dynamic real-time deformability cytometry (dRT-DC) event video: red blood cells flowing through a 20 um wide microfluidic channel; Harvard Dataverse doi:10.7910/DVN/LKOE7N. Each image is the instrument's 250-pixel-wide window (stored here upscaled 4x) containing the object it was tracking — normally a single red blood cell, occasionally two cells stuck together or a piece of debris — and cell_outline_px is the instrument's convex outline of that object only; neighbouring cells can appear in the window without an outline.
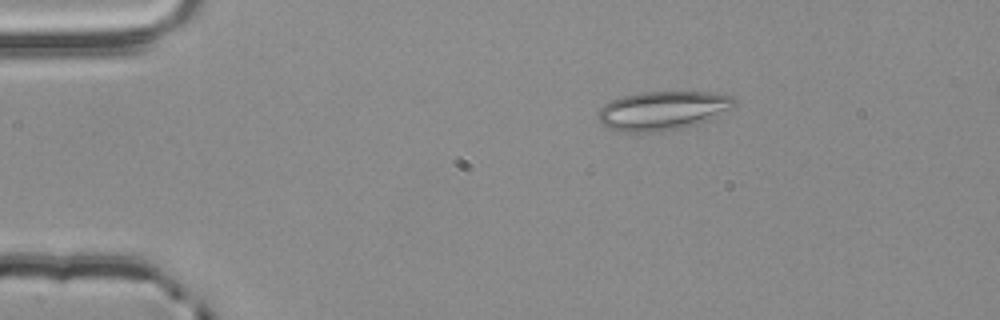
{"species": "common noctule bat (a hibernating species)", "species_latin": "Nyctalus noctula", "temperature_condition": "room temperature", "stored_images_in_passage": 5, "camera_frame_rate_fps": 3000, "um_per_image_px": 0.085, "animal": {"sex": "male", "body_mass_g": 20.4}, "frame": {"image": 1, "passage_image": 5, "time_ms": 1.333, "image_size_px": [1000, 320], "cell_outline_px": [[736, 104], [732, 108], [712, 120], [684, 128], [652, 132], [632, 132], [608, 128], [600, 124], [600, 108], [604, 104], [620, 96], [640, 92], [712, 92], [732, 96], [736, 100]], "centroid_in_image_um": [56.39, 9.39], "position_along_channel_um": 28.6, "area_um2": 31.1}}